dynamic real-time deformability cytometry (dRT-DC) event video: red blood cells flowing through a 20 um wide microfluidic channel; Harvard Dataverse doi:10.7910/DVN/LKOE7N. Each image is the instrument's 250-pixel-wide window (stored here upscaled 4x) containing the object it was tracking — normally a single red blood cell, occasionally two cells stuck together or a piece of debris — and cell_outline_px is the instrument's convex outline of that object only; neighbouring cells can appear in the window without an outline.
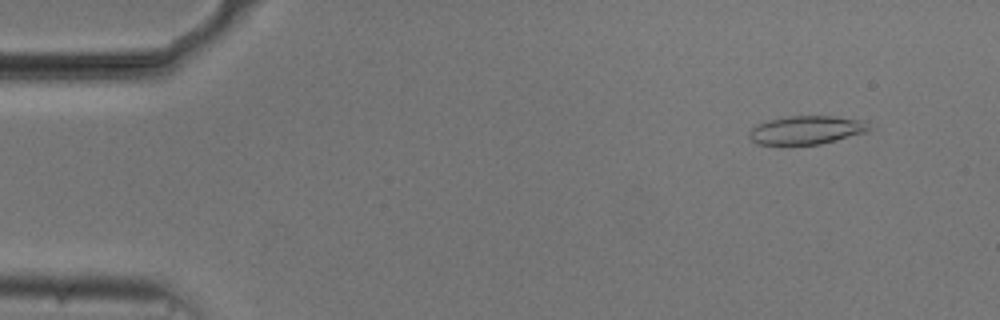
{"species": "common noctule bat (a hibernating species)", "species_latin": "Nyctalus noctula", "temperature_condition": "cold", "stored_images_in_passage": 54, "camera_frame_rate_fps": 3000, "um_per_image_px": 0.085, "animal": {"sex": "male", "body_mass_g": 20.5, "forearm_length_mm": 52.5}, "frame": {"image": 1, "passage_image": 5, "time_ms": 1.333, "image_size_px": [1000, 320], "cell_outline_px": [[868, 132], [820, 144], [756, 144], [748, 136], [748, 132], [752, 128], [768, 120], [788, 116], [832, 116], [864, 120], [868, 128]], "centroid_in_image_um": [68.53, 11.05], "position_along_channel_um": 16.5, "area_um2": 19.65}}
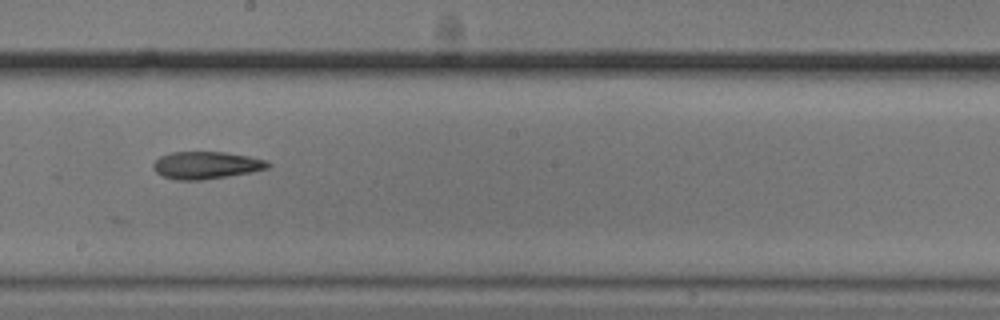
{"frame": {"image": 2, "passage_image": 30, "time_ms": 9.667, "image_size_px": [1000, 320], "cell_outline_px": [[272, 164], [268, 168], [252, 172], [204, 180], [176, 180], [164, 176], [156, 172], [152, 168], [152, 164], [160, 156], [172, 152], [224, 152], [248, 156], [268, 160]], "centroid_in_image_um": [17.54, 14.04], "position_along_channel_um": 230.7, "area_um2": 18.38}}
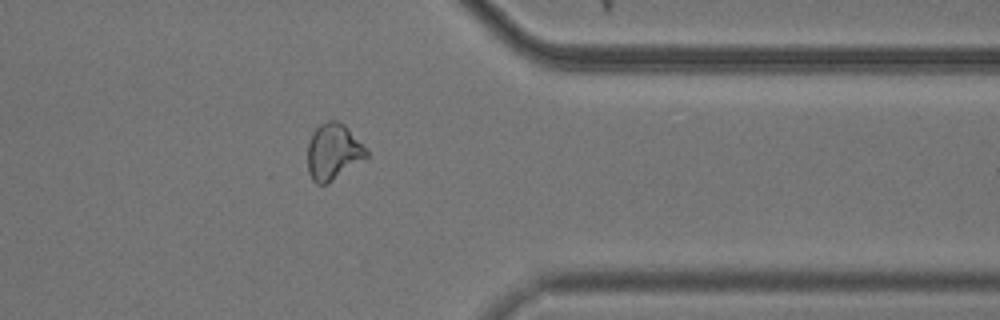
{"frame": {"image": 3, "passage_image": 43, "time_ms": 14.0, "image_size_px": [1000, 320], "cell_outline_px": [[368, 156], [328, 184], [316, 184], [312, 180], [308, 172], [308, 144], [312, 132], [320, 124], [328, 120], [336, 120], [344, 124], [348, 128], [368, 152]], "centroid_in_image_um": [28.29, 12.91], "position_along_channel_um": 383.1, "area_um2": 19.13}, "authors_computed_cell_mechanics": {"area_um2": 19.2185, "velocity_mm_per_s": 3.7543, "shape_relaxation_time_tau1_ms": 5.9574, "shape_relaxation_time_tau2_ms": 7.0151, "deformation_change_tau1": 0.1285, "deformation_change_tau2": 0.1708}}